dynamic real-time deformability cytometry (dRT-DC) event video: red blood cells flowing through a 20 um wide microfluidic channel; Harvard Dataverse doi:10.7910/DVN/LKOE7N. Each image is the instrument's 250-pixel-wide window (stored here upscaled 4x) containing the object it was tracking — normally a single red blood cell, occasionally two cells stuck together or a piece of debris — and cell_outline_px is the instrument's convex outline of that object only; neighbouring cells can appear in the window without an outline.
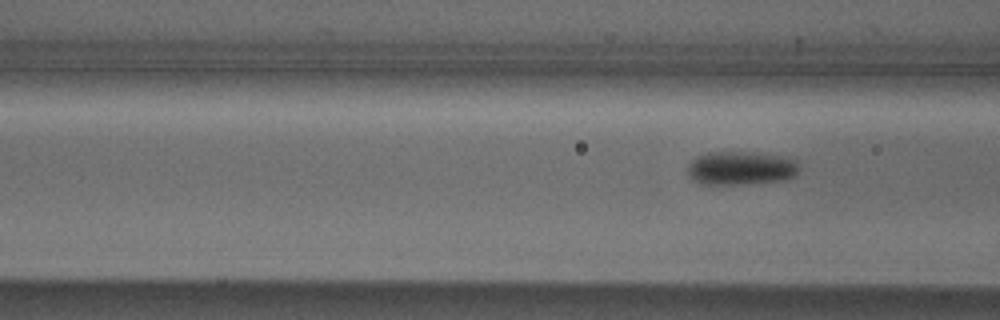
{"species": "Egyptian fruit bat (a non-hibernating species)", "species_latin": "Rousettus aegyptiacus", "temperature_condition": "cold", "stored_images_in_passage": 6, "camera_frame_rate_fps": 3000, "um_per_image_px": 0.085, "animal": {"sex": "male"}, "frame": {"image": 1, "passage_image": 6, "time_ms": 6.333, "image_size_px": [1000, 320], "cell_outline_px": [[800, 168], [796, 176], [784, 180], [740, 184], [704, 184], [692, 180], [688, 172], [688, 164], [696, 156], [708, 152], [752, 152], [776, 156], [796, 160], [800, 164]], "centroid_in_image_um": [62.98, 14.29], "position_along_channel_um": 103.6, "area_um2": 21.85}}